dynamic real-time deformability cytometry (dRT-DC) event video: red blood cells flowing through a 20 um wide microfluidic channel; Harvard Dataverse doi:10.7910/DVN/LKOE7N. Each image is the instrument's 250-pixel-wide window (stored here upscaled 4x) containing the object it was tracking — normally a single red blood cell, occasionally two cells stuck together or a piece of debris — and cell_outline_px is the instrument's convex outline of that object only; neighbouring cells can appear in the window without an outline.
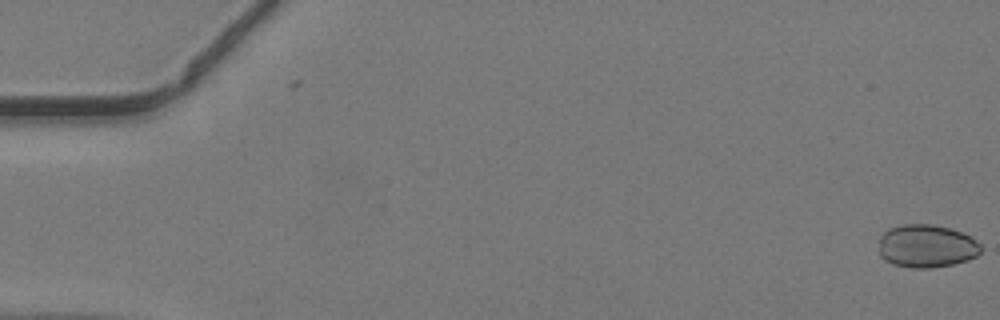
{"species": "common noctule bat (a hibernating species)", "species_latin": "Nyctalus noctula", "temperature_condition": "warm", "stored_images_in_passage": 3, "camera_frame_rate_fps": 3000, "um_per_image_px": 0.085, "animal": {"sex": "male", "body_mass_g": 19.2, "forearm_length_mm": 51.8}, "frame": {"image": 1, "passage_image": 3, "time_ms": 0.667, "image_size_px": [1000, 320], "cell_outline_px": [[980, 252], [976, 256], [968, 260], [952, 264], [932, 268], [912, 268], [892, 264], [884, 260], [880, 256], [880, 236], [888, 228], [904, 224], [932, 224], [948, 228], [960, 232], [968, 236], [980, 244]], "centroid_in_image_um": [78.72, 20.92], "position_along_channel_um": 6.3, "area_um2": 25.49}}